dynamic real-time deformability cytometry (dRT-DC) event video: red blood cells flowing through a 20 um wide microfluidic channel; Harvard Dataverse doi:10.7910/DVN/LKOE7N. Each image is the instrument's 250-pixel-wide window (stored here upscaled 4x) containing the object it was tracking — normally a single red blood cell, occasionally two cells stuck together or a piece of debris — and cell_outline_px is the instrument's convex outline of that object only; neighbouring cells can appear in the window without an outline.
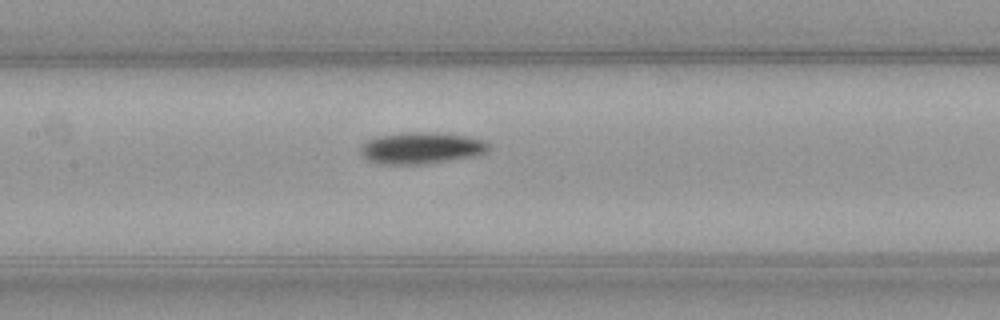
{"species": "common noctule bat (a hibernating species)", "species_latin": "Nyctalus noctula", "temperature_condition": "warm", "stored_images_in_passage": 38, "camera_frame_rate_fps": 3000, "um_per_image_px": 0.085, "animal": {"sex": "female", "body_mass_g": 21.9}, "frame": {"image": 1, "passage_image": 11, "time_ms": 3.333, "image_size_px": [1000, 320], "cell_outline_px": [[492, 148], [488, 152], [480, 156], [428, 164], [376, 164], [368, 160], [360, 152], [360, 148], [368, 140], [376, 136], [412, 132], [432, 132], [468, 136], [488, 140], [492, 144]], "centroid_in_image_um": [35.94, 12.59], "position_along_channel_um": 171.5, "area_um2": 24.22}}
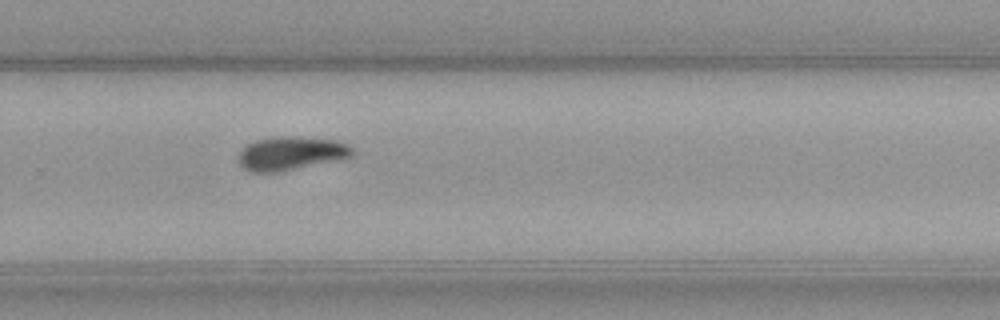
{"frame": {"image": 2, "passage_image": 21, "time_ms": 6.667, "image_size_px": [1000, 320], "cell_outline_px": [[356, 152], [352, 156], [340, 160], [280, 172], [252, 172], [244, 168], [240, 164], [240, 152], [248, 144], [256, 140], [284, 136], [292, 136], [336, 140], [348, 144]], "centroid_in_image_um": [24.8, 13.04], "position_along_channel_um": 305.0, "area_um2": 22.25}}
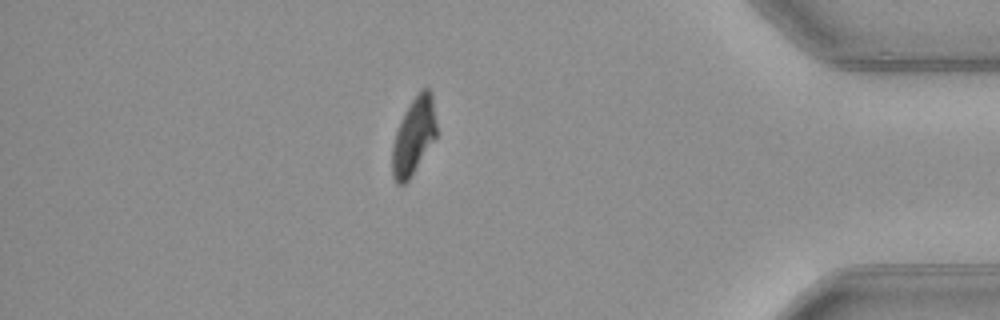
{"frame": {"image": 3, "passage_image": 31, "time_ms": 10.0, "image_size_px": [1000, 320], "cell_outline_px": [[436, 136], [408, 180], [404, 184], [396, 184], [392, 176], [392, 144], [396, 132], [404, 112], [420, 88], [428, 88], [432, 92], [436, 124]], "centroid_in_image_um": [35.15, 11.54], "position_along_channel_um": 400.0, "area_um2": 19.65}, "authors_computed_cell_mechanics": {"area_um2": 22.0507, "velocity_mm_per_s": 4.0253, "shape_relaxation_time_tau1_ms": 2.909, "shape_relaxation_time_tau2_ms": null, "deformation_change_tau1": 0.1551, "deformation_change_tau2": null}}